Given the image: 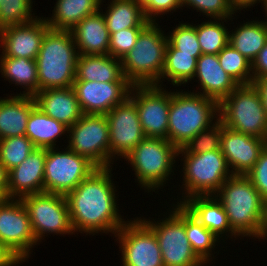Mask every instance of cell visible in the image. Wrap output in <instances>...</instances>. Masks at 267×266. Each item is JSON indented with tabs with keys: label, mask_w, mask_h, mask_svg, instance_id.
Wrapping results in <instances>:
<instances>
[{
	"label": "cell",
	"mask_w": 267,
	"mask_h": 266,
	"mask_svg": "<svg viewBox=\"0 0 267 266\" xmlns=\"http://www.w3.org/2000/svg\"><path fill=\"white\" fill-rule=\"evenodd\" d=\"M71 32L79 55L109 54L110 33L101 10L82 19Z\"/></svg>",
	"instance_id": "cell-24"
},
{
	"label": "cell",
	"mask_w": 267,
	"mask_h": 266,
	"mask_svg": "<svg viewBox=\"0 0 267 266\" xmlns=\"http://www.w3.org/2000/svg\"><path fill=\"white\" fill-rule=\"evenodd\" d=\"M31 223L36 241L42 242L45 234H75L69 216V207L64 195L36 193L21 198Z\"/></svg>",
	"instance_id": "cell-10"
},
{
	"label": "cell",
	"mask_w": 267,
	"mask_h": 266,
	"mask_svg": "<svg viewBox=\"0 0 267 266\" xmlns=\"http://www.w3.org/2000/svg\"><path fill=\"white\" fill-rule=\"evenodd\" d=\"M150 22L139 34L134 47L121 59L124 77L132 85H157L164 67L168 37Z\"/></svg>",
	"instance_id": "cell-5"
},
{
	"label": "cell",
	"mask_w": 267,
	"mask_h": 266,
	"mask_svg": "<svg viewBox=\"0 0 267 266\" xmlns=\"http://www.w3.org/2000/svg\"><path fill=\"white\" fill-rule=\"evenodd\" d=\"M46 149L44 192L66 196L97 167L68 147Z\"/></svg>",
	"instance_id": "cell-11"
},
{
	"label": "cell",
	"mask_w": 267,
	"mask_h": 266,
	"mask_svg": "<svg viewBox=\"0 0 267 266\" xmlns=\"http://www.w3.org/2000/svg\"><path fill=\"white\" fill-rule=\"evenodd\" d=\"M168 42L180 53L193 54L197 59L202 55L198 42L196 24L180 23L169 32Z\"/></svg>",
	"instance_id": "cell-39"
},
{
	"label": "cell",
	"mask_w": 267,
	"mask_h": 266,
	"mask_svg": "<svg viewBox=\"0 0 267 266\" xmlns=\"http://www.w3.org/2000/svg\"><path fill=\"white\" fill-rule=\"evenodd\" d=\"M112 168H96L65 197L72 229L92 235L116 232L127 222L119 214Z\"/></svg>",
	"instance_id": "cell-1"
},
{
	"label": "cell",
	"mask_w": 267,
	"mask_h": 266,
	"mask_svg": "<svg viewBox=\"0 0 267 266\" xmlns=\"http://www.w3.org/2000/svg\"><path fill=\"white\" fill-rule=\"evenodd\" d=\"M267 18L265 21H247L232 33H229V44L239 51L251 63L256 59L259 51L267 43Z\"/></svg>",
	"instance_id": "cell-29"
},
{
	"label": "cell",
	"mask_w": 267,
	"mask_h": 266,
	"mask_svg": "<svg viewBox=\"0 0 267 266\" xmlns=\"http://www.w3.org/2000/svg\"><path fill=\"white\" fill-rule=\"evenodd\" d=\"M69 30L49 28L36 57L39 91L73 87L78 51Z\"/></svg>",
	"instance_id": "cell-3"
},
{
	"label": "cell",
	"mask_w": 267,
	"mask_h": 266,
	"mask_svg": "<svg viewBox=\"0 0 267 266\" xmlns=\"http://www.w3.org/2000/svg\"><path fill=\"white\" fill-rule=\"evenodd\" d=\"M21 262L0 242V266H19Z\"/></svg>",
	"instance_id": "cell-45"
},
{
	"label": "cell",
	"mask_w": 267,
	"mask_h": 266,
	"mask_svg": "<svg viewBox=\"0 0 267 266\" xmlns=\"http://www.w3.org/2000/svg\"><path fill=\"white\" fill-rule=\"evenodd\" d=\"M45 148H34L18 166L8 171L7 194L9 198L44 192Z\"/></svg>",
	"instance_id": "cell-20"
},
{
	"label": "cell",
	"mask_w": 267,
	"mask_h": 266,
	"mask_svg": "<svg viewBox=\"0 0 267 266\" xmlns=\"http://www.w3.org/2000/svg\"><path fill=\"white\" fill-rule=\"evenodd\" d=\"M254 86L258 89L262 102L264 104V108L267 114V76L255 79L253 81Z\"/></svg>",
	"instance_id": "cell-46"
},
{
	"label": "cell",
	"mask_w": 267,
	"mask_h": 266,
	"mask_svg": "<svg viewBox=\"0 0 267 266\" xmlns=\"http://www.w3.org/2000/svg\"><path fill=\"white\" fill-rule=\"evenodd\" d=\"M195 77L198 79V84L200 83L201 90L200 92L195 91L194 93L211 98L218 103L239 86L224 71L218 61V56L215 54H202L197 59Z\"/></svg>",
	"instance_id": "cell-21"
},
{
	"label": "cell",
	"mask_w": 267,
	"mask_h": 266,
	"mask_svg": "<svg viewBox=\"0 0 267 266\" xmlns=\"http://www.w3.org/2000/svg\"><path fill=\"white\" fill-rule=\"evenodd\" d=\"M106 4L107 10L102 14L109 33L122 29L146 27L150 22L145 18L143 9L133 0H112Z\"/></svg>",
	"instance_id": "cell-31"
},
{
	"label": "cell",
	"mask_w": 267,
	"mask_h": 266,
	"mask_svg": "<svg viewBox=\"0 0 267 266\" xmlns=\"http://www.w3.org/2000/svg\"><path fill=\"white\" fill-rule=\"evenodd\" d=\"M181 205L206 229L210 230L219 239H223V242L225 236L227 238L230 236L231 239L239 237L231 229L226 211L215 195L193 196L184 200Z\"/></svg>",
	"instance_id": "cell-23"
},
{
	"label": "cell",
	"mask_w": 267,
	"mask_h": 266,
	"mask_svg": "<svg viewBox=\"0 0 267 266\" xmlns=\"http://www.w3.org/2000/svg\"><path fill=\"white\" fill-rule=\"evenodd\" d=\"M231 19H208L206 22L198 23L196 25L198 42L202 54H215L217 55L229 43V31L224 25L227 20ZM223 20V21H222ZM219 21V22H218ZM221 21V22H220Z\"/></svg>",
	"instance_id": "cell-34"
},
{
	"label": "cell",
	"mask_w": 267,
	"mask_h": 266,
	"mask_svg": "<svg viewBox=\"0 0 267 266\" xmlns=\"http://www.w3.org/2000/svg\"><path fill=\"white\" fill-rule=\"evenodd\" d=\"M0 242L21 262L37 245L28 212L21 199L9 198L0 206Z\"/></svg>",
	"instance_id": "cell-15"
},
{
	"label": "cell",
	"mask_w": 267,
	"mask_h": 266,
	"mask_svg": "<svg viewBox=\"0 0 267 266\" xmlns=\"http://www.w3.org/2000/svg\"><path fill=\"white\" fill-rule=\"evenodd\" d=\"M181 156H183L181 188L184 192L178 204L193 196L215 195L222 184L233 175L221 149Z\"/></svg>",
	"instance_id": "cell-8"
},
{
	"label": "cell",
	"mask_w": 267,
	"mask_h": 266,
	"mask_svg": "<svg viewBox=\"0 0 267 266\" xmlns=\"http://www.w3.org/2000/svg\"><path fill=\"white\" fill-rule=\"evenodd\" d=\"M172 93L157 85H132L129 98L136 105L145 137L167 139Z\"/></svg>",
	"instance_id": "cell-14"
},
{
	"label": "cell",
	"mask_w": 267,
	"mask_h": 266,
	"mask_svg": "<svg viewBox=\"0 0 267 266\" xmlns=\"http://www.w3.org/2000/svg\"><path fill=\"white\" fill-rule=\"evenodd\" d=\"M136 2L142 9H144L152 0H133Z\"/></svg>",
	"instance_id": "cell-51"
},
{
	"label": "cell",
	"mask_w": 267,
	"mask_h": 266,
	"mask_svg": "<svg viewBox=\"0 0 267 266\" xmlns=\"http://www.w3.org/2000/svg\"><path fill=\"white\" fill-rule=\"evenodd\" d=\"M32 0H0V31L35 20Z\"/></svg>",
	"instance_id": "cell-37"
},
{
	"label": "cell",
	"mask_w": 267,
	"mask_h": 266,
	"mask_svg": "<svg viewBox=\"0 0 267 266\" xmlns=\"http://www.w3.org/2000/svg\"><path fill=\"white\" fill-rule=\"evenodd\" d=\"M262 7L264 8V10H265V17H267V0H264L263 1V4H262ZM267 22V21H266Z\"/></svg>",
	"instance_id": "cell-52"
},
{
	"label": "cell",
	"mask_w": 267,
	"mask_h": 266,
	"mask_svg": "<svg viewBox=\"0 0 267 266\" xmlns=\"http://www.w3.org/2000/svg\"><path fill=\"white\" fill-rule=\"evenodd\" d=\"M122 266H164L154 231L141 219L128 220L115 235Z\"/></svg>",
	"instance_id": "cell-13"
},
{
	"label": "cell",
	"mask_w": 267,
	"mask_h": 266,
	"mask_svg": "<svg viewBox=\"0 0 267 266\" xmlns=\"http://www.w3.org/2000/svg\"><path fill=\"white\" fill-rule=\"evenodd\" d=\"M171 207L168 217L157 222L152 219H142L158 239L164 266L206 265L192 250L186 236L185 208L178 203Z\"/></svg>",
	"instance_id": "cell-9"
},
{
	"label": "cell",
	"mask_w": 267,
	"mask_h": 266,
	"mask_svg": "<svg viewBox=\"0 0 267 266\" xmlns=\"http://www.w3.org/2000/svg\"><path fill=\"white\" fill-rule=\"evenodd\" d=\"M7 175L8 172L6 171L5 167L0 162V187L7 188Z\"/></svg>",
	"instance_id": "cell-49"
},
{
	"label": "cell",
	"mask_w": 267,
	"mask_h": 266,
	"mask_svg": "<svg viewBox=\"0 0 267 266\" xmlns=\"http://www.w3.org/2000/svg\"><path fill=\"white\" fill-rule=\"evenodd\" d=\"M182 7H192L211 19H231L237 11L228 0H181Z\"/></svg>",
	"instance_id": "cell-40"
},
{
	"label": "cell",
	"mask_w": 267,
	"mask_h": 266,
	"mask_svg": "<svg viewBox=\"0 0 267 266\" xmlns=\"http://www.w3.org/2000/svg\"><path fill=\"white\" fill-rule=\"evenodd\" d=\"M259 239H263V240L267 239V200H265L264 217H263Z\"/></svg>",
	"instance_id": "cell-48"
},
{
	"label": "cell",
	"mask_w": 267,
	"mask_h": 266,
	"mask_svg": "<svg viewBox=\"0 0 267 266\" xmlns=\"http://www.w3.org/2000/svg\"><path fill=\"white\" fill-rule=\"evenodd\" d=\"M219 120L237 132L267 139V114L253 83L239 85L219 103Z\"/></svg>",
	"instance_id": "cell-7"
},
{
	"label": "cell",
	"mask_w": 267,
	"mask_h": 266,
	"mask_svg": "<svg viewBox=\"0 0 267 266\" xmlns=\"http://www.w3.org/2000/svg\"><path fill=\"white\" fill-rule=\"evenodd\" d=\"M0 72L9 83L26 89L20 94L34 96L39 91L36 60L0 56Z\"/></svg>",
	"instance_id": "cell-30"
},
{
	"label": "cell",
	"mask_w": 267,
	"mask_h": 266,
	"mask_svg": "<svg viewBox=\"0 0 267 266\" xmlns=\"http://www.w3.org/2000/svg\"><path fill=\"white\" fill-rule=\"evenodd\" d=\"M35 106V99L30 95L0 97V140L25 135L30 113Z\"/></svg>",
	"instance_id": "cell-25"
},
{
	"label": "cell",
	"mask_w": 267,
	"mask_h": 266,
	"mask_svg": "<svg viewBox=\"0 0 267 266\" xmlns=\"http://www.w3.org/2000/svg\"><path fill=\"white\" fill-rule=\"evenodd\" d=\"M264 200H267V146L253 168L246 174Z\"/></svg>",
	"instance_id": "cell-42"
},
{
	"label": "cell",
	"mask_w": 267,
	"mask_h": 266,
	"mask_svg": "<svg viewBox=\"0 0 267 266\" xmlns=\"http://www.w3.org/2000/svg\"><path fill=\"white\" fill-rule=\"evenodd\" d=\"M48 23L42 17L21 24L10 26L0 31V56L36 60L43 37L49 29Z\"/></svg>",
	"instance_id": "cell-19"
},
{
	"label": "cell",
	"mask_w": 267,
	"mask_h": 266,
	"mask_svg": "<svg viewBox=\"0 0 267 266\" xmlns=\"http://www.w3.org/2000/svg\"><path fill=\"white\" fill-rule=\"evenodd\" d=\"M68 128L35 106L30 113L25 135L32 141L35 148L52 149L55 148L60 136L68 134Z\"/></svg>",
	"instance_id": "cell-28"
},
{
	"label": "cell",
	"mask_w": 267,
	"mask_h": 266,
	"mask_svg": "<svg viewBox=\"0 0 267 266\" xmlns=\"http://www.w3.org/2000/svg\"><path fill=\"white\" fill-rule=\"evenodd\" d=\"M144 28L134 27L110 33L109 55L121 60L134 47L140 32Z\"/></svg>",
	"instance_id": "cell-41"
},
{
	"label": "cell",
	"mask_w": 267,
	"mask_h": 266,
	"mask_svg": "<svg viewBox=\"0 0 267 266\" xmlns=\"http://www.w3.org/2000/svg\"><path fill=\"white\" fill-rule=\"evenodd\" d=\"M106 118L109 124L110 167H112L115 158L124 159L145 138V135L136 105L129 97L111 109Z\"/></svg>",
	"instance_id": "cell-16"
},
{
	"label": "cell",
	"mask_w": 267,
	"mask_h": 266,
	"mask_svg": "<svg viewBox=\"0 0 267 266\" xmlns=\"http://www.w3.org/2000/svg\"><path fill=\"white\" fill-rule=\"evenodd\" d=\"M230 2V4L233 6V8L238 12L242 10V9H246V8H251L254 7L253 5H255L256 3H263L264 0H228Z\"/></svg>",
	"instance_id": "cell-47"
},
{
	"label": "cell",
	"mask_w": 267,
	"mask_h": 266,
	"mask_svg": "<svg viewBox=\"0 0 267 266\" xmlns=\"http://www.w3.org/2000/svg\"><path fill=\"white\" fill-rule=\"evenodd\" d=\"M218 61L224 71L239 85L253 83L252 63L231 44H227L218 54Z\"/></svg>",
	"instance_id": "cell-35"
},
{
	"label": "cell",
	"mask_w": 267,
	"mask_h": 266,
	"mask_svg": "<svg viewBox=\"0 0 267 266\" xmlns=\"http://www.w3.org/2000/svg\"><path fill=\"white\" fill-rule=\"evenodd\" d=\"M9 199L7 194V188L0 187V206L4 204Z\"/></svg>",
	"instance_id": "cell-50"
},
{
	"label": "cell",
	"mask_w": 267,
	"mask_h": 266,
	"mask_svg": "<svg viewBox=\"0 0 267 266\" xmlns=\"http://www.w3.org/2000/svg\"><path fill=\"white\" fill-rule=\"evenodd\" d=\"M196 67L197 58L193 54L180 53V50L175 49L167 42L164 67L161 78L159 79V86L162 87V81H165V79L177 87L182 84H187L191 80H196L194 79Z\"/></svg>",
	"instance_id": "cell-32"
},
{
	"label": "cell",
	"mask_w": 267,
	"mask_h": 266,
	"mask_svg": "<svg viewBox=\"0 0 267 266\" xmlns=\"http://www.w3.org/2000/svg\"><path fill=\"white\" fill-rule=\"evenodd\" d=\"M75 80L129 82L123 75L121 60L106 55H78Z\"/></svg>",
	"instance_id": "cell-26"
},
{
	"label": "cell",
	"mask_w": 267,
	"mask_h": 266,
	"mask_svg": "<svg viewBox=\"0 0 267 266\" xmlns=\"http://www.w3.org/2000/svg\"><path fill=\"white\" fill-rule=\"evenodd\" d=\"M253 81L267 76V43L259 51L258 56L252 62Z\"/></svg>",
	"instance_id": "cell-44"
},
{
	"label": "cell",
	"mask_w": 267,
	"mask_h": 266,
	"mask_svg": "<svg viewBox=\"0 0 267 266\" xmlns=\"http://www.w3.org/2000/svg\"><path fill=\"white\" fill-rule=\"evenodd\" d=\"M221 143V121L218 119L208 129L200 131L178 150L180 154H200L220 149Z\"/></svg>",
	"instance_id": "cell-38"
},
{
	"label": "cell",
	"mask_w": 267,
	"mask_h": 266,
	"mask_svg": "<svg viewBox=\"0 0 267 266\" xmlns=\"http://www.w3.org/2000/svg\"><path fill=\"white\" fill-rule=\"evenodd\" d=\"M266 146L267 139L237 132L221 122L220 149L233 175H246Z\"/></svg>",
	"instance_id": "cell-18"
},
{
	"label": "cell",
	"mask_w": 267,
	"mask_h": 266,
	"mask_svg": "<svg viewBox=\"0 0 267 266\" xmlns=\"http://www.w3.org/2000/svg\"><path fill=\"white\" fill-rule=\"evenodd\" d=\"M231 229L240 237L259 240L265 200L246 175H232L215 194Z\"/></svg>",
	"instance_id": "cell-2"
},
{
	"label": "cell",
	"mask_w": 267,
	"mask_h": 266,
	"mask_svg": "<svg viewBox=\"0 0 267 266\" xmlns=\"http://www.w3.org/2000/svg\"><path fill=\"white\" fill-rule=\"evenodd\" d=\"M130 82H97L75 80L76 92L83 114L106 115L116 105L122 104L128 97Z\"/></svg>",
	"instance_id": "cell-17"
},
{
	"label": "cell",
	"mask_w": 267,
	"mask_h": 266,
	"mask_svg": "<svg viewBox=\"0 0 267 266\" xmlns=\"http://www.w3.org/2000/svg\"><path fill=\"white\" fill-rule=\"evenodd\" d=\"M181 0H152L144 9L143 14L149 22H156V17L181 8Z\"/></svg>",
	"instance_id": "cell-43"
},
{
	"label": "cell",
	"mask_w": 267,
	"mask_h": 266,
	"mask_svg": "<svg viewBox=\"0 0 267 266\" xmlns=\"http://www.w3.org/2000/svg\"><path fill=\"white\" fill-rule=\"evenodd\" d=\"M34 148L26 135L3 138L0 140V162L8 172L24 161Z\"/></svg>",
	"instance_id": "cell-36"
},
{
	"label": "cell",
	"mask_w": 267,
	"mask_h": 266,
	"mask_svg": "<svg viewBox=\"0 0 267 266\" xmlns=\"http://www.w3.org/2000/svg\"><path fill=\"white\" fill-rule=\"evenodd\" d=\"M103 0H57L52 16L45 18L49 27L71 31L82 19L100 11Z\"/></svg>",
	"instance_id": "cell-27"
},
{
	"label": "cell",
	"mask_w": 267,
	"mask_h": 266,
	"mask_svg": "<svg viewBox=\"0 0 267 266\" xmlns=\"http://www.w3.org/2000/svg\"><path fill=\"white\" fill-rule=\"evenodd\" d=\"M185 231L189 244L196 255L208 264L213 257L212 250L221 240L206 229L195 217L185 209Z\"/></svg>",
	"instance_id": "cell-33"
},
{
	"label": "cell",
	"mask_w": 267,
	"mask_h": 266,
	"mask_svg": "<svg viewBox=\"0 0 267 266\" xmlns=\"http://www.w3.org/2000/svg\"><path fill=\"white\" fill-rule=\"evenodd\" d=\"M215 118V119H214ZM214 119V121H213ZM219 119V103L191 91H173L167 139L178 149Z\"/></svg>",
	"instance_id": "cell-4"
},
{
	"label": "cell",
	"mask_w": 267,
	"mask_h": 266,
	"mask_svg": "<svg viewBox=\"0 0 267 266\" xmlns=\"http://www.w3.org/2000/svg\"><path fill=\"white\" fill-rule=\"evenodd\" d=\"M178 150L168 139L145 137L125 159L131 164L140 188L150 193L163 189L174 174Z\"/></svg>",
	"instance_id": "cell-6"
},
{
	"label": "cell",
	"mask_w": 267,
	"mask_h": 266,
	"mask_svg": "<svg viewBox=\"0 0 267 266\" xmlns=\"http://www.w3.org/2000/svg\"><path fill=\"white\" fill-rule=\"evenodd\" d=\"M33 97L39 109L67 127L72 126L83 116L73 87L44 89Z\"/></svg>",
	"instance_id": "cell-22"
},
{
	"label": "cell",
	"mask_w": 267,
	"mask_h": 266,
	"mask_svg": "<svg viewBox=\"0 0 267 266\" xmlns=\"http://www.w3.org/2000/svg\"><path fill=\"white\" fill-rule=\"evenodd\" d=\"M68 148L97 168L110 167L109 124L106 115L83 114L68 128Z\"/></svg>",
	"instance_id": "cell-12"
}]
</instances>
